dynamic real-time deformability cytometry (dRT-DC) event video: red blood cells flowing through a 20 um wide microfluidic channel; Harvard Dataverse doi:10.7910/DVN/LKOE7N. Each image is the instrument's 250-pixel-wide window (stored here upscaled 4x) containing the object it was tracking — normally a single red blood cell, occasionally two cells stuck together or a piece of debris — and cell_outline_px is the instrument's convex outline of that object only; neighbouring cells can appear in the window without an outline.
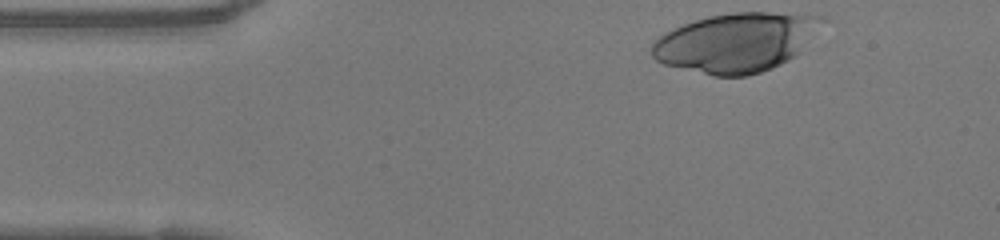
{"species": "human", "species_latin": "Homo sapiens", "temperature_condition": "warm", "stored_images_in_passage": 36, "camera_frame_rate_fps": 3000, "um_per_image_px": 0.085, "donor": {"sex": "female"}, "frame": {"image": 1, "passage_image": 1, "time_ms": 0.0, "image_size_px": [1000, 240], "cell_outline_px": [[828, 20], [800, 52], [796, 56], [772, 68], [748, 76], [712, 76], [664, 64], [656, 60], [652, 56], [648, 48], [664, 32], [684, 24], [708, 16], [732, 12], [768, 12], [820, 16]], "centroid_in_image_um": [62.58, 3.61], "position_along_channel_um": 22.4, "area_um2": 58.9}}
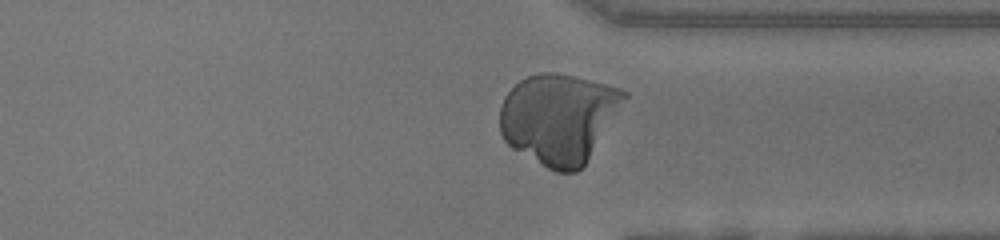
{"frame": {"image": 2, "passage_image": 31, "time_ms": 10.0, "image_size_px": [1000, 240], "cell_outline_px": [[628, 96], [584, 164], [576, 172], [556, 172], [548, 168], [512, 148], [504, 140], [500, 132], [500, 108], [504, 96], [520, 80], [528, 76], [540, 72], [556, 72], [620, 88], [628, 92]], "centroid_in_image_um": [47.46, 10.04], "position_along_channel_um": 363.9, "area_um2": 64.5}}